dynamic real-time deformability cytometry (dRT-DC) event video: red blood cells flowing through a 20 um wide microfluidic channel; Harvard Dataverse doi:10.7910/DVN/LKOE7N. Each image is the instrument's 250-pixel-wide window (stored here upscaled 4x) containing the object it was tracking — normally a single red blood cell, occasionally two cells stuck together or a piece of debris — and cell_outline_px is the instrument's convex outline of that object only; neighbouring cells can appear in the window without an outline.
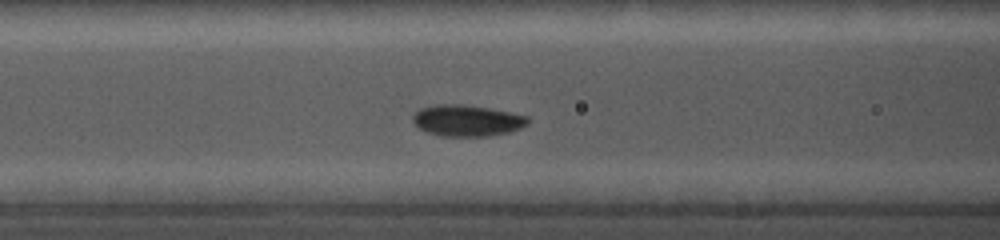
{"species": "common noctule bat (a hibernating species)", "species_latin": "Nyctalus noctula", "temperature_condition": "cold", "stored_images_in_passage": 15, "camera_frame_rate_fps": 5000, "um_per_image_px": 0.085, "animal": {"sex": "female", "body_mass_g": 19.0, "forearm_length_mm": 56.7}, "frame": {"image": 1, "passage_image": 7, "time_ms": 4.6, "image_size_px": [1000, 240], "cell_outline_px": [[532, 120], [528, 124], [520, 128], [508, 132], [488, 136], [440, 136], [428, 132], [420, 128], [412, 120], [412, 116], [420, 108], [436, 104], [460, 104], [488, 108], [528, 116]], "centroid_in_image_um": [39.71, 10.24], "position_along_channel_um": 126.9, "area_um2": 20.92}}
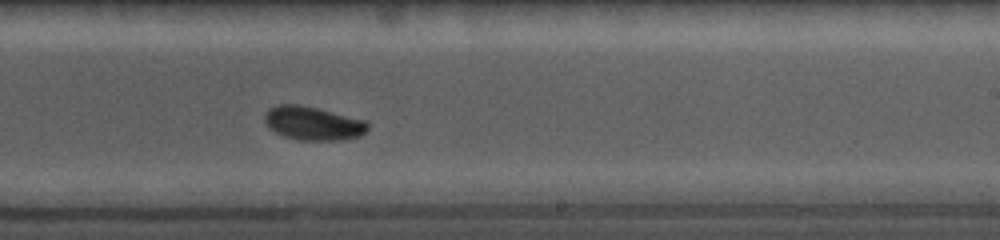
{"frame": {"image": 2, "passage_image": 12, "time_ms": 8.2, "image_size_px": [1000, 240], "cell_outline_px": [[368, 128], [360, 136], [340, 140], [296, 140], [284, 136], [268, 128], [264, 120], [264, 116], [268, 108], [280, 104], [300, 104], [368, 120]], "centroid_in_image_um": [26.6, 10.47], "position_along_channel_um": 262.4, "area_um2": 20.4}}
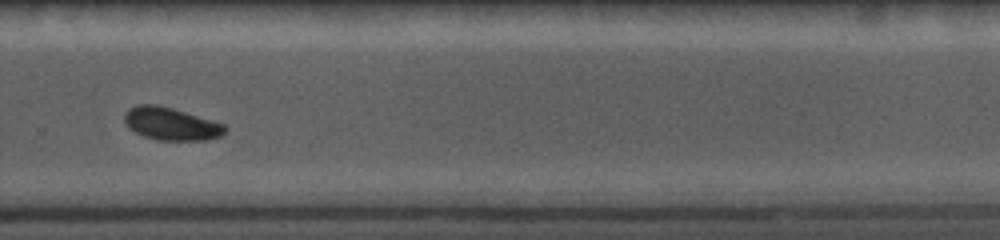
{"frame": {"image": 3, "passage_image": 14, "time_ms": 9.6, "image_size_px": [1000, 240], "cell_outline_px": [[228, 128], [220, 136], [208, 140], [156, 140], [144, 136], [128, 128], [124, 120], [124, 112], [128, 108], [136, 104], [156, 104], [172, 108], [224, 124]], "centroid_in_image_um": [14.5, 10.52], "position_along_channel_um": 315.3, "area_um2": 19.19}}